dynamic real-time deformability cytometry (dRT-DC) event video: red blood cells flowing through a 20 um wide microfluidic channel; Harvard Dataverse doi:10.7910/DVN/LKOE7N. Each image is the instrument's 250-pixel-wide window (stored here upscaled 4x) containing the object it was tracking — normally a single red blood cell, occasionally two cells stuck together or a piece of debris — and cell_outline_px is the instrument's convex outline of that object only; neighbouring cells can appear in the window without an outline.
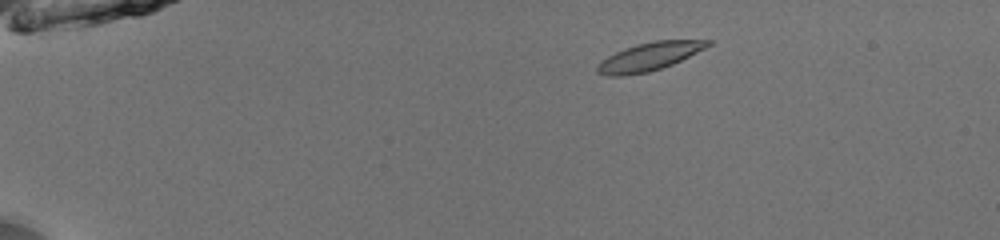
{"species": "common noctule bat (a hibernating species)", "species_latin": "Nyctalus noctula", "temperature_condition": "room temperature", "stored_images_in_passage": 46, "camera_frame_rate_fps": 3000, "um_per_image_px": 0.085, "animal": {"sex": "male", "body_mass_g": 13.0, "forearm_length_mm": 53.1}, "frame": {"image": 1, "passage_image": 4, "time_ms": 1.0, "image_size_px": [1000, 240], "cell_outline_px": [[712, 44], [672, 64], [648, 72], [620, 76], [608, 76], [596, 72], [596, 68], [608, 56], [624, 48], [636, 44], [656, 40], [712, 40]], "centroid_in_image_um": [55.18, 4.8], "position_along_channel_um": 29.8, "area_um2": 17.74}}
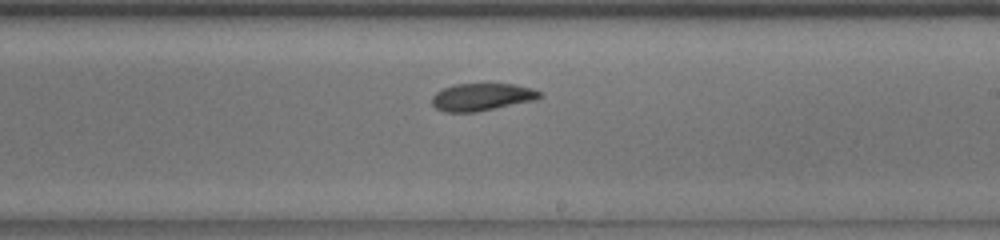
{"frame": {"image": 2, "passage_image": 27, "time_ms": 8.667, "image_size_px": [1000, 240], "cell_outline_px": [[544, 96], [536, 100], [476, 112], [444, 112], [436, 108], [432, 104], [432, 96], [436, 92], [444, 88], [456, 84], [512, 84], [532, 88], [544, 92]], "centroid_in_image_um": [41.0, 8.25], "position_along_channel_um": 248.0, "area_um2": 17.34}}
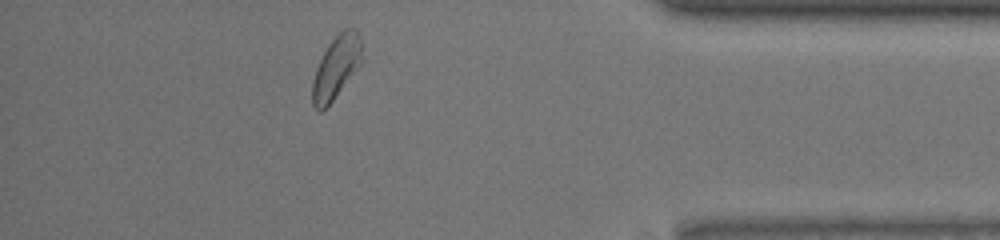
{"frame": {"image": 3, "passage_image": 41, "time_ms": 13.333, "image_size_px": [1000, 240], "cell_outline_px": [[364, 60], [332, 100], [320, 112], [316, 112], [312, 104], [312, 80], [316, 68], [328, 44], [344, 28], [356, 28], [360, 40]], "centroid_in_image_um": [28.58, 5.71], "position_along_channel_um": 406.6, "area_um2": 18.03}, "authors_computed_cell_mechanics": {"area_um2": 17.8313, "velocity_mm_per_s": 3.9599, "shape_relaxation_time_tau1_ms": 3.3726, "shape_relaxation_time_tau2_ms": 3.0195, "deformation_change_tau1": 0.0996, "deformation_change_tau2": 0.0991}}